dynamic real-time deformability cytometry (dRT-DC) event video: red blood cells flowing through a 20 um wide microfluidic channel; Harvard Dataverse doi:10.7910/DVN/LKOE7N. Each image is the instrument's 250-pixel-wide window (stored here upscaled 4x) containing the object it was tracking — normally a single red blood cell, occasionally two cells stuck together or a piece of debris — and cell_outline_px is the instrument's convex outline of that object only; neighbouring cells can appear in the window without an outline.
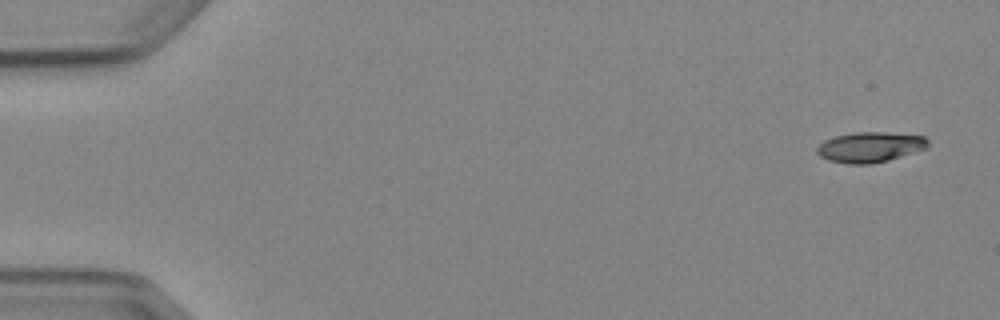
{"species": "Egyptian fruit bat (a non-hibernating species)", "species_latin": "Rousettus aegyptiacus", "temperature_condition": "cold", "stored_images_in_passage": 4, "camera_frame_rate_fps": 3000, "um_per_image_px": 0.085, "animal": {"sex": "female"}, "frame": {"image": 1, "passage_image": 1, "time_ms": 0.0, "image_size_px": [1000, 320], "cell_outline_px": [[928, 148], [888, 160], [868, 164], [848, 164], [828, 160], [820, 156], [816, 152], [816, 148], [824, 140], [836, 136], [856, 132], [888, 132], [924, 136], [928, 140]], "centroid_in_image_um": [73.95, 12.5], "position_along_channel_um": 11.0, "area_um2": 19.59}}